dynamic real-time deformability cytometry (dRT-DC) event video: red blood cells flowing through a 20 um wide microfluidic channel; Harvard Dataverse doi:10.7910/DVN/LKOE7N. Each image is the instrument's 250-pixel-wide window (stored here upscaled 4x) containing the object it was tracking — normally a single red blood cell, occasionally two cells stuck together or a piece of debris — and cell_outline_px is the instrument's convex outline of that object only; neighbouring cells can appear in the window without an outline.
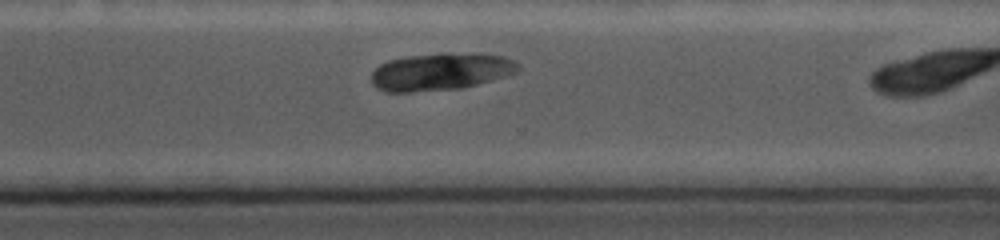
{"species": "common noctule bat (a hibernating species)", "species_latin": "Nyctalus noctula", "temperature_condition": "cold", "stored_images_in_passage": 26, "camera_frame_rate_fps": 5000, "um_per_image_px": 0.085, "animal": {"sex": "female", "body_mass_g": 19.0, "forearm_length_mm": 56.7}, "frame": {"image": 1, "passage_image": 19, "time_ms": 7.4, "image_size_px": [1000, 240], "cell_outline_px": [[520, 72], [464, 88], [412, 92], [384, 92], [376, 88], [372, 84], [372, 72], [380, 64], [388, 60], [408, 56], [440, 52], [448, 52], [504, 56], [520, 64]], "centroid_in_image_um": [37.46, 6.09], "position_along_channel_um": 333.1, "area_um2": 32.31}}
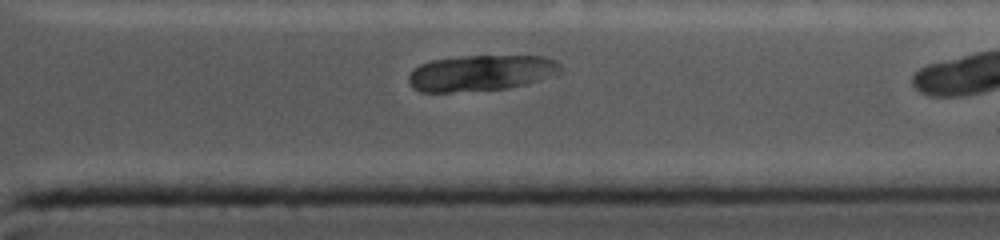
{"frame": {"image": 2, "passage_image": 22, "time_ms": 8.4, "image_size_px": [1000, 240], "cell_outline_px": [[564, 72], [528, 84], [508, 88], [452, 92], [420, 92], [412, 88], [408, 80], [408, 76], [420, 64], [432, 60], [460, 56], [544, 56], [556, 60], [564, 68]], "centroid_in_image_um": [40.94, 6.2], "position_along_channel_um": 370.5, "area_um2": 32.14}}